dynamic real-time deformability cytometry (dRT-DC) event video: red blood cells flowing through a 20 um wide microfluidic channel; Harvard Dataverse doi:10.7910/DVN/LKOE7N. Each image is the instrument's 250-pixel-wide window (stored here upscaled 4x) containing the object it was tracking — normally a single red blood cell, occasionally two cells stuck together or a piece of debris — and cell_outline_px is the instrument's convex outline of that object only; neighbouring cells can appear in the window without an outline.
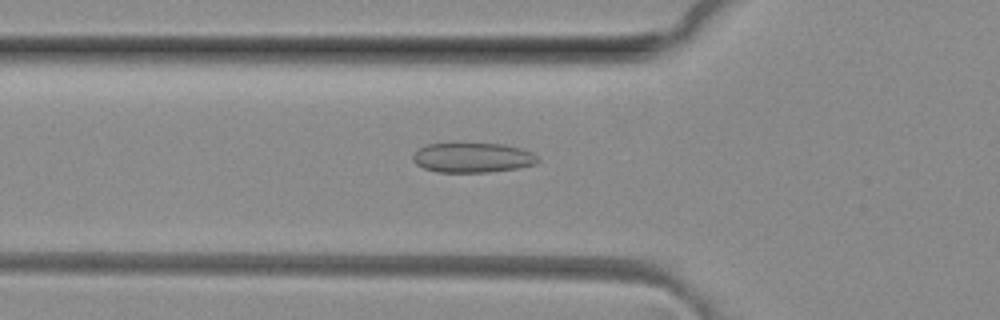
{"species": "common noctule bat (a hibernating species)", "species_latin": "Nyctalus noctula", "temperature_condition": "room temperature", "stored_images_in_passage": 50, "camera_frame_rate_fps": 3000, "um_per_image_px": 0.085, "animal": {"sex": "female", "body_mass_g": 29.2, "forearm_length_mm": 56.3}, "frame": {"image": 1, "passage_image": 17, "time_ms": 5.333, "image_size_px": [1000, 320], "cell_outline_px": [[540, 160], [536, 164], [520, 168], [488, 172], [436, 172], [424, 168], [416, 164], [412, 160], [412, 156], [420, 148], [428, 144], [504, 144], [520, 148], [532, 152]], "centroid_in_image_um": [40.2, 13.41], "position_along_channel_um": 85.6, "area_um2": 21.62}}
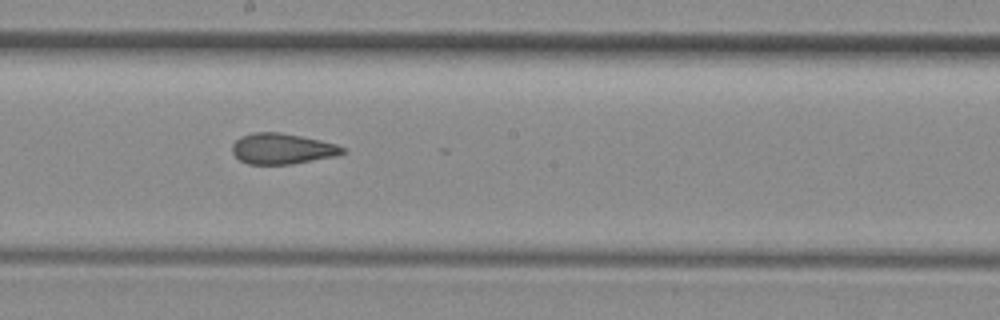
{"frame": {"image": 2, "passage_image": 27, "time_ms": 8.667, "image_size_px": [1000, 320], "cell_outline_px": [[344, 152], [336, 156], [292, 164], [248, 164], [240, 160], [232, 152], [232, 144], [240, 136], [252, 132], [280, 132], [320, 140], [336, 144], [344, 148]], "centroid_in_image_um": [23.96, 12.64], "position_along_channel_um": 224.2, "area_um2": 19.71}}
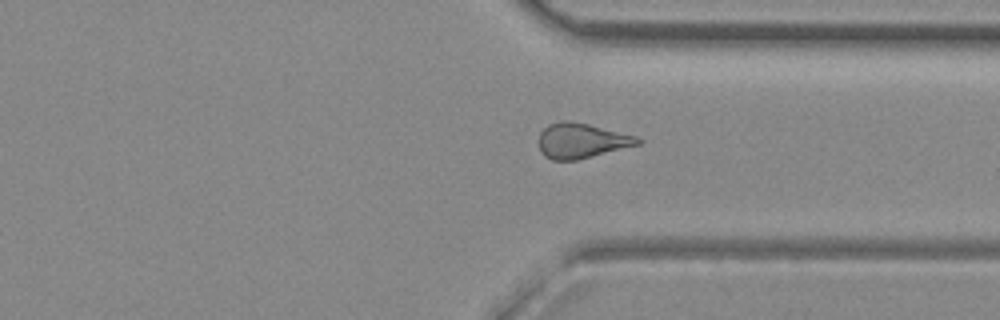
{"frame": {"image": 3, "passage_image": 37, "time_ms": 12.0, "image_size_px": [1000, 320], "cell_outline_px": [[644, 140], [640, 144], [576, 160], [552, 160], [544, 156], [540, 152], [540, 132], [548, 124], [560, 120], [568, 120], [588, 124], [636, 136]], "centroid_in_image_um": [49.41, 11.95], "position_along_channel_um": 362.0, "area_um2": 20.11}, "authors_computed_cell_mechanics": {"area_um2": 21.0681, "velocity_mm_per_s": 4.1356, "shape_relaxation_time_tau1_ms": null, "shape_relaxation_time_tau2_ms": 2.0408, "deformation_change_tau1": null, "deformation_change_tau2": 0.1139}}